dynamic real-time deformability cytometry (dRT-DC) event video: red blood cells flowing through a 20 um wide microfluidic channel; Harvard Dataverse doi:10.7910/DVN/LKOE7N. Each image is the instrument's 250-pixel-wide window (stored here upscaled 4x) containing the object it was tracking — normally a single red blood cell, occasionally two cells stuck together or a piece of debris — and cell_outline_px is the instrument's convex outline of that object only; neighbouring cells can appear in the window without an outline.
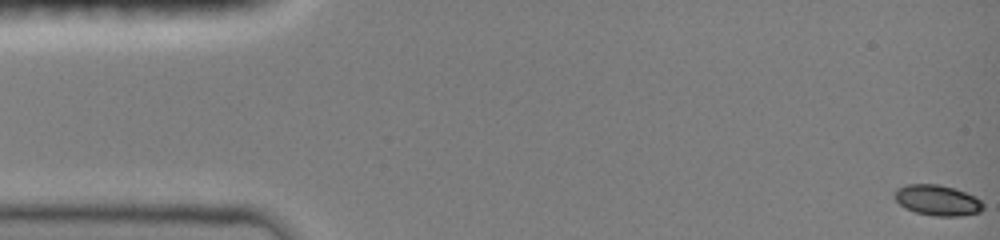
{"species": "common noctule bat (a hibernating species)", "species_latin": "Nyctalus noctula", "temperature_condition": "room temperature", "stored_images_in_passage": 48, "camera_frame_rate_fps": 3000, "um_per_image_px": 0.085, "animal": {"sex": "female", "body_mass_g": 19.0, "forearm_length_mm": 51.5}, "frame": {"image": 1, "passage_image": 1, "time_ms": 0.0, "image_size_px": [1000, 240], "cell_outline_px": [[984, 208], [980, 212], [960, 216], [936, 216], [916, 212], [904, 208], [892, 196], [896, 188], [904, 184], [936, 184], [952, 188], [976, 196], [984, 204]], "centroid_in_image_um": [79.65, 17.02], "position_along_channel_um": 5.3, "area_um2": 15.9}}
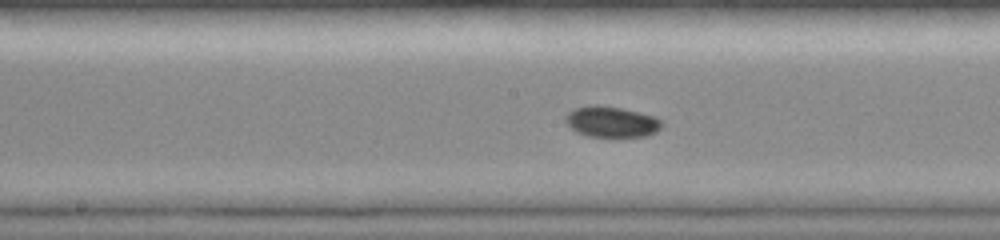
{"frame": {"image": 2, "passage_image": 25, "time_ms": 8.0, "image_size_px": [1000, 240], "cell_outline_px": [[660, 128], [656, 132], [648, 136], [588, 136], [576, 132], [564, 120], [564, 116], [572, 108], [592, 104], [596, 104], [620, 108], [640, 112], [656, 116], [660, 120]], "centroid_in_image_um": [51.94, 10.33], "position_along_channel_um": 196.3, "area_um2": 17.34}}
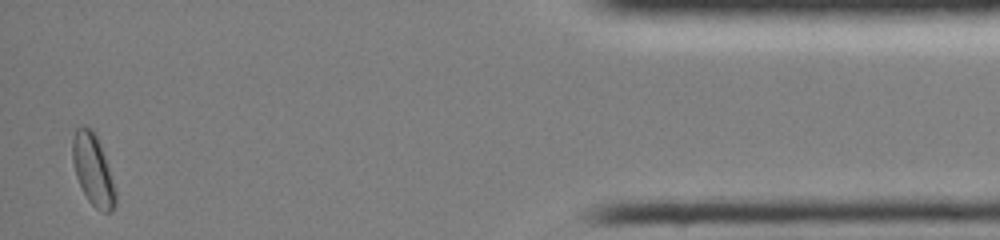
{"frame": {"image": 3, "passage_image": 47, "time_ms": 15.333, "image_size_px": [1000, 240], "cell_outline_px": [[116, 204], [112, 212], [100, 212], [88, 200], [76, 176], [72, 160], [72, 140], [76, 128], [84, 124], [92, 128], [96, 132], [116, 192]], "centroid_in_image_um": [7.89, 14.4], "position_along_channel_um": 427.3, "area_um2": 17.8}}